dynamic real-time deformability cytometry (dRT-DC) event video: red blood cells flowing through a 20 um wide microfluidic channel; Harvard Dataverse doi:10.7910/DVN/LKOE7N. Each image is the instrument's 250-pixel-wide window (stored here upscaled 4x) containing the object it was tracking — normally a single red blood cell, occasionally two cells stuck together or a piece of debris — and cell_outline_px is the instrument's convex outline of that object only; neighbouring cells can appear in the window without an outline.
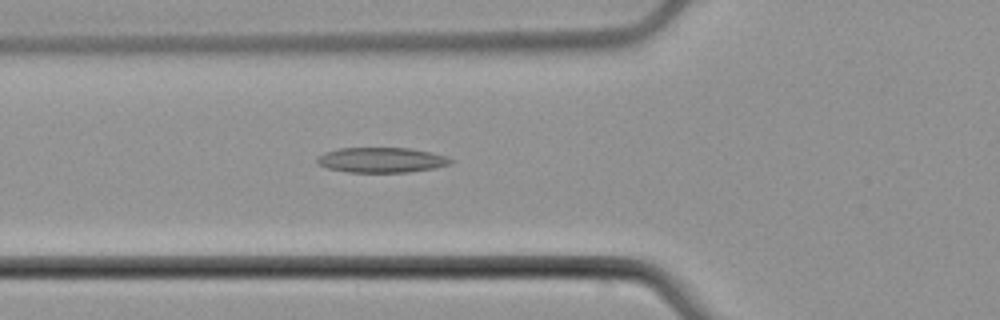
{"species": "common noctule bat (a hibernating species)", "species_latin": "Nyctalus noctula", "temperature_condition": "cold", "stored_images_in_passage": 42, "camera_frame_rate_fps": 3000, "um_per_image_px": 0.085, "animal": {"sex": "male", "body_mass_g": 21.5, "forearm_length_mm": 52.0}, "frame": {"image": 1, "passage_image": 12, "time_ms": 3.667, "image_size_px": [1000, 320], "cell_outline_px": [[456, 160], [452, 164], [436, 168], [408, 172], [348, 172], [328, 168], [316, 164], [316, 156], [324, 152], [340, 148], [412, 148], [444, 156]], "centroid_in_image_um": [32.41, 13.6], "position_along_channel_um": 93.4, "area_um2": 19.71}}
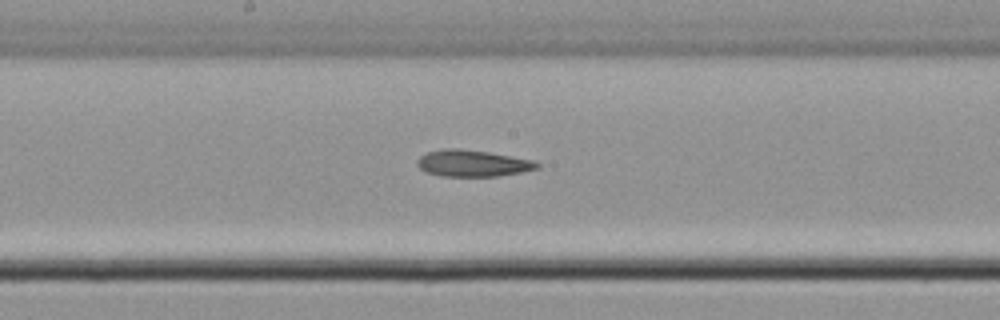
{"frame": {"image": 2, "passage_image": 21, "time_ms": 6.667, "image_size_px": [1000, 320], "cell_outline_px": [[540, 168], [520, 172], [496, 176], [440, 176], [424, 172], [416, 164], [416, 160], [420, 156], [428, 152], [440, 148], [460, 148], [488, 152], [532, 160], [540, 164]], "centroid_in_image_um": [40.11, 13.87], "position_along_channel_um": 208.1, "area_um2": 18.61}}
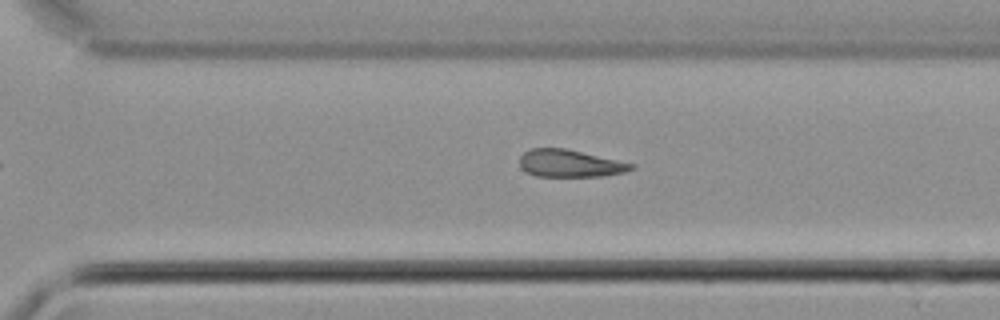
{"frame": {"image": 3, "passage_image": 30, "time_ms": 9.667, "image_size_px": [1000, 320], "cell_outline_px": [[636, 168], [624, 172], [600, 176], [536, 176], [520, 168], [520, 156], [528, 148], [564, 148], [636, 164]], "centroid_in_image_um": [48.44, 13.88], "position_along_channel_um": 322.2, "area_um2": 17.74}, "authors_computed_cell_mechanics": {"area_um2": 18.6116, "velocity_mm_per_s": 3.8131, "shape_relaxation_time_tau1_ms": 5.5951, "shape_relaxation_time_tau2_ms": 8.8479, "deformation_change_tau1": 0.0977, "deformation_change_tau2": 0.2197}}